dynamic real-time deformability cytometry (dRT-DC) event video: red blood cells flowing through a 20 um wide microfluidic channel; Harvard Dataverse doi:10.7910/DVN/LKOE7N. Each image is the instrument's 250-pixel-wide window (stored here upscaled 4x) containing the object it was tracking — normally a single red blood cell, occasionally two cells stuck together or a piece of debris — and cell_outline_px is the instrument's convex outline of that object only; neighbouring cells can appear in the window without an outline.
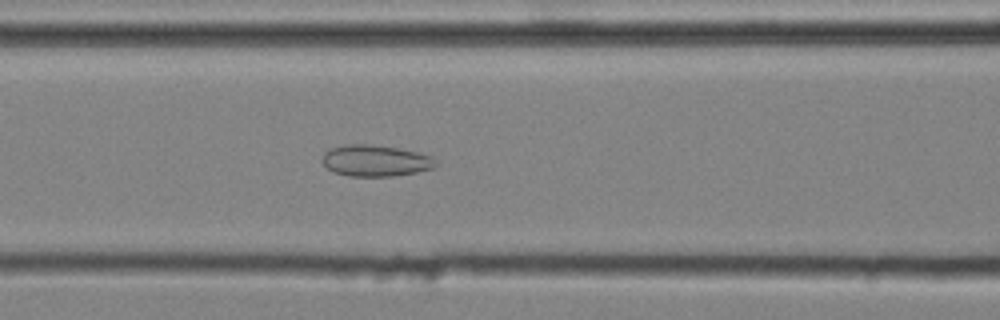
{"species": "common noctule bat (a hibernating species)", "species_latin": "Nyctalus noctula", "temperature_condition": "cold", "stored_images_in_passage": 47, "camera_frame_rate_fps": 3000, "um_per_image_px": 0.085, "animal": {"sex": "male", "body_mass_g": 20.4}, "frame": {"image": 1, "passage_image": 20, "time_ms": 6.333, "image_size_px": [1000, 320], "cell_outline_px": [[436, 164], [432, 168], [416, 172], [392, 176], [348, 176], [332, 172], [320, 160], [324, 152], [332, 148], [348, 144], [364, 144], [396, 148], [416, 152], [432, 156]], "centroid_in_image_um": [31.86, 13.67], "position_along_channel_um": 134.7, "area_um2": 20.52}}
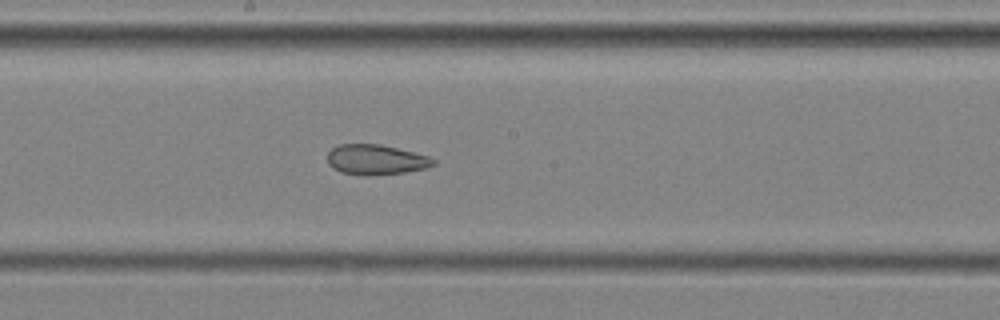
{"frame": {"image": 2, "passage_image": 26, "time_ms": 8.333, "image_size_px": [1000, 320], "cell_outline_px": [[436, 164], [424, 168], [404, 172], [368, 176], [340, 172], [332, 168], [328, 164], [328, 152], [332, 148], [340, 144], [380, 144], [428, 156], [436, 160]], "centroid_in_image_um": [31.92, 13.57], "position_along_channel_um": 216.3, "area_um2": 18.5}}
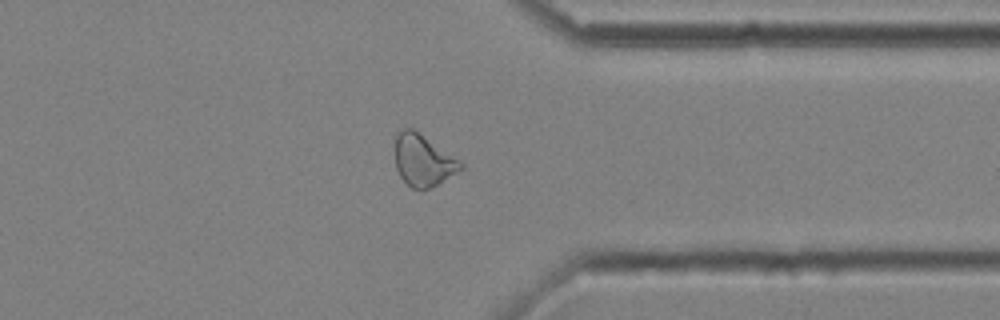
{"frame": {"image": 3, "passage_image": 38, "time_ms": 12.333, "image_size_px": [1000, 320], "cell_outline_px": [[464, 168], [460, 172], [428, 188], [412, 188], [400, 176], [396, 168], [396, 136], [400, 128], [412, 128], [464, 164]], "centroid_in_image_um": [35.96, 13.63], "position_along_channel_um": 375.4, "area_um2": 19.25}, "authors_computed_cell_mechanics": {"area_um2": 21.8484, "velocity_mm_per_s": 4.0914, "shape_relaxation_time_tau1_ms": null, "shape_relaxation_time_tau2_ms": 2.9048, "deformation_change_tau1": null, "deformation_change_tau2": 0.0949}}